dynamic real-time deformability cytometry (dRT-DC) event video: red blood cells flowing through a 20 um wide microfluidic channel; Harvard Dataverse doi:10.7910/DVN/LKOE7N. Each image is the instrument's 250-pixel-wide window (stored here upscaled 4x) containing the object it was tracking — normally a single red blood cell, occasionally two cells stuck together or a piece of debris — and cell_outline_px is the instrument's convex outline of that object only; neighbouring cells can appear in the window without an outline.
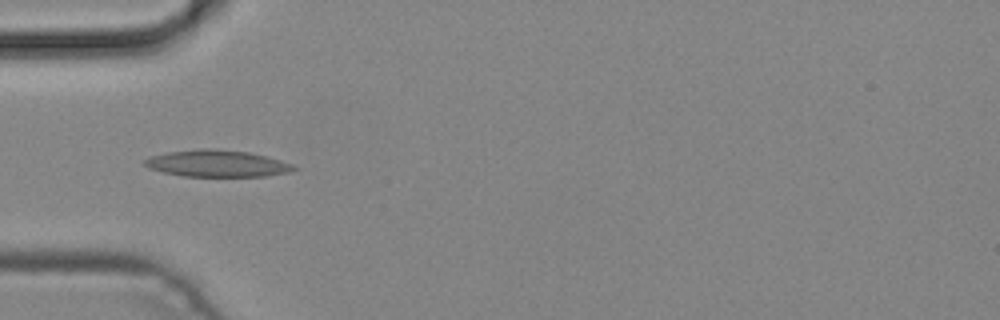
{"species": "common noctule bat (a hibernating species)", "species_latin": "Nyctalus noctula", "temperature_condition": "cold", "stored_images_in_passage": 34, "camera_frame_rate_fps": 3000, "um_per_image_px": 0.085, "animal": {"sex": "male", "body_mass_g": 19.2, "forearm_length_mm": 51.8}, "frame": {"image": 1, "passage_image": 1, "time_ms": 0.0, "image_size_px": [1000, 320], "cell_outline_px": [[300, 168], [288, 172], [264, 176], [184, 176], [164, 172], [148, 168], [144, 164], [144, 160], [148, 156], [168, 152], [196, 148], [208, 148], [248, 152], [268, 156], [292, 164]], "centroid_in_image_um": [18.44, 13.88], "position_along_channel_um": 66.6, "area_um2": 23.29}}
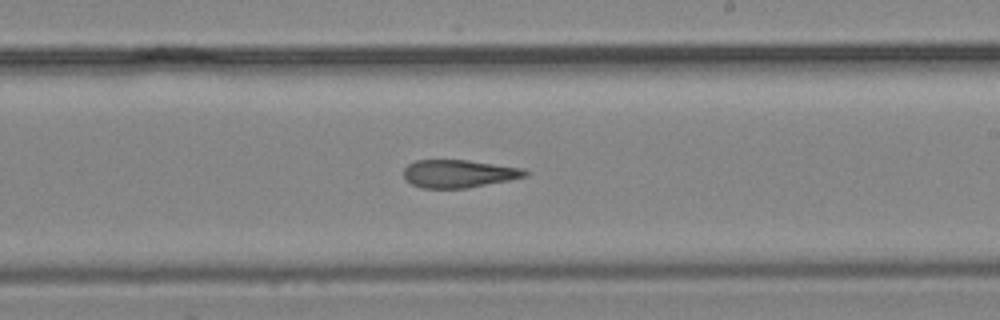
{"frame": {"image": 2, "passage_image": 14, "time_ms": 4.333, "image_size_px": [1000, 320], "cell_outline_px": [[532, 172], [528, 176], [468, 188], [420, 188], [404, 180], [404, 168], [408, 164], [416, 160], [468, 160], [524, 168]], "centroid_in_image_um": [39.01, 14.76], "position_along_channel_um": 250.0, "area_um2": 19.94}}
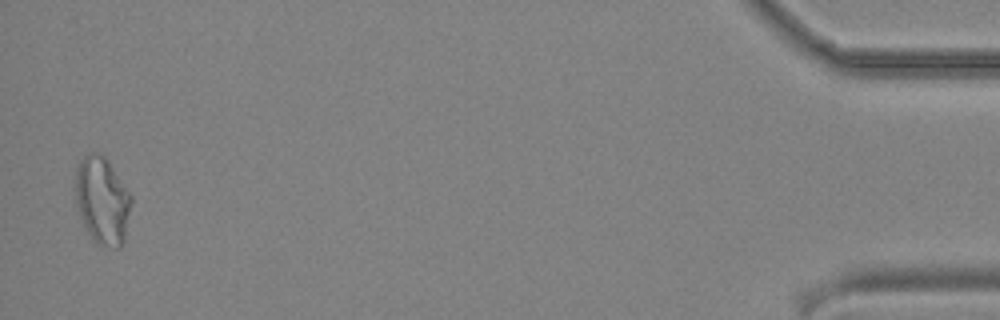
{"frame": {"image": 3, "passage_image": 33, "time_ms": 10.667, "image_size_px": [1000, 320], "cell_outline_px": [[132, 204], [124, 244], [120, 248], [100, 248], [92, 240], [80, 216], [76, 204], [76, 168], [80, 160], [88, 152], [96, 152], [104, 156], [132, 196]], "centroid_in_image_um": [8.71, 17.11], "position_along_channel_um": 426.5, "area_um2": 28.78}}